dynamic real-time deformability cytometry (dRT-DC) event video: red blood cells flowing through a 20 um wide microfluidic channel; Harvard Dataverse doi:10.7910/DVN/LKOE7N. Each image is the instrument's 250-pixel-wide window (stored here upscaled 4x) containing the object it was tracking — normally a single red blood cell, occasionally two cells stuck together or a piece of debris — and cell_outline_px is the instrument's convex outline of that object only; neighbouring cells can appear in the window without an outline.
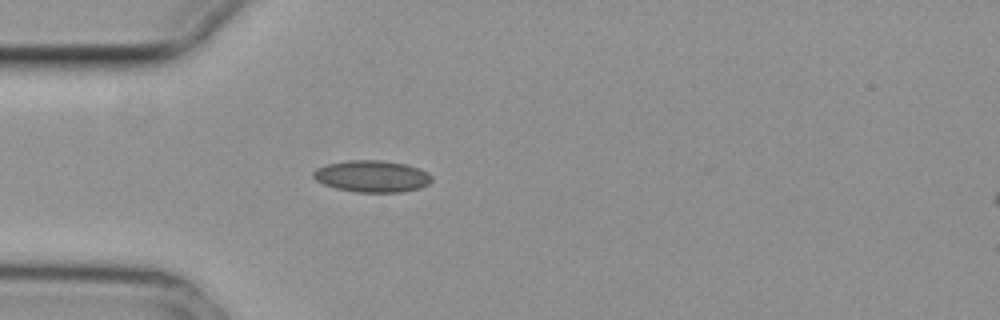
{"species": "common noctule bat (a hibernating species)", "species_latin": "Nyctalus noctula", "temperature_condition": "cold", "stored_images_in_passage": 3, "camera_frame_rate_fps": 3000, "um_per_image_px": 0.085, "animal": {"sex": "female", "body_mass_g": 29.2, "forearm_length_mm": 56.3}, "frame": {"image": 1, "passage_image": 3, "time_ms": 0.667, "image_size_px": [1000, 320], "cell_outline_px": [[432, 180], [428, 184], [420, 188], [400, 192], [356, 192], [336, 188], [324, 184], [316, 180], [312, 176], [312, 172], [316, 168], [328, 164], [348, 160], [380, 160], [404, 164], [420, 168], [428, 172], [432, 176]], "centroid_in_image_um": [31.62, 14.98], "position_along_channel_um": 53.4, "area_um2": 21.91}}